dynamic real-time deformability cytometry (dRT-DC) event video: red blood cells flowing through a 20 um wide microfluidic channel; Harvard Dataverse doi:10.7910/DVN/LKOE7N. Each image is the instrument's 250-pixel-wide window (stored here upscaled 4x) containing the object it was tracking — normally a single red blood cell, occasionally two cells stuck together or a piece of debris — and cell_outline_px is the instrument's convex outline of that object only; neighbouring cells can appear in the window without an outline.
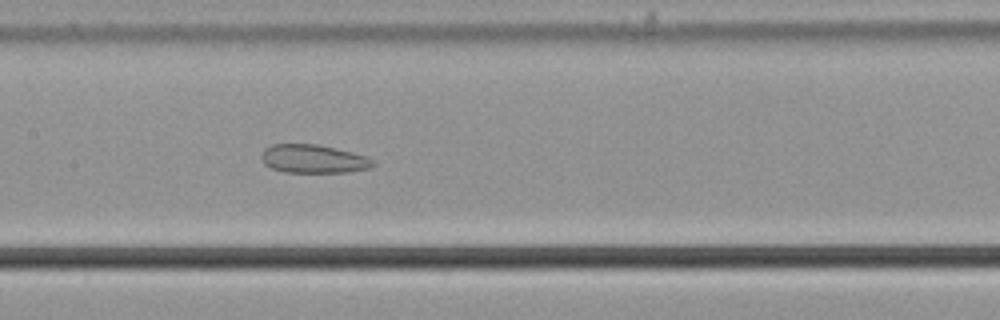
{"species": "common noctule bat (a hibernating species)", "species_latin": "Nyctalus noctula", "temperature_condition": "cold", "stored_images_in_passage": 48, "camera_frame_rate_fps": 3000, "um_per_image_px": 0.085, "animal": {"sex": "male", "body_mass_g": 21.5, "forearm_length_mm": 52.0}, "frame": {"image": 1, "passage_image": 20, "time_ms": 6.333, "image_size_px": [1000, 320], "cell_outline_px": [[376, 164], [368, 168], [348, 172], [284, 172], [272, 168], [264, 164], [260, 156], [264, 148], [272, 144], [320, 144], [352, 152], [376, 160]], "centroid_in_image_um": [26.63, 13.5], "position_along_channel_um": 180.8, "area_um2": 18.61}}
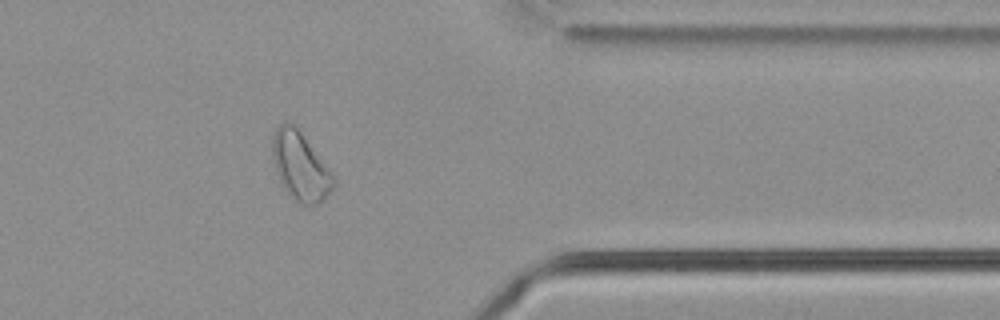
{"frame": {"image": 2, "passage_image": 38, "time_ms": 12.333, "image_size_px": [1000, 320], "cell_outline_px": [[336, 184], [316, 204], [308, 208], [300, 204], [284, 188], [276, 172], [272, 156], [272, 136], [276, 128], [284, 120], [288, 120], [300, 132], [332, 172], [336, 180]], "centroid_in_image_um": [25.5, 14.12], "position_along_channel_um": 385.9, "area_um2": 24.04}}
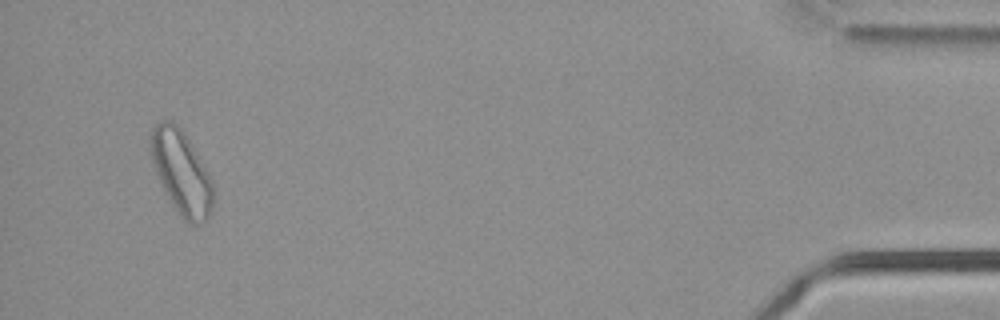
{"frame": {"image": 3, "passage_image": 46, "time_ms": 15.0, "image_size_px": [1000, 320], "cell_outline_px": [[212, 208], [208, 216], [200, 224], [188, 224], [184, 220], [172, 204], [164, 192], [152, 160], [148, 148], [148, 136], [152, 128], [160, 120], [172, 120], [184, 132], [208, 172], [212, 180]], "centroid_in_image_um": [15.37, 14.61], "position_along_channel_um": 419.8, "area_um2": 30.46}, "authors_computed_cell_mechanics": {"area_um2": 22.7443, "velocity_mm_per_s": 3.6613, "shape_relaxation_time_tau1_ms": null, "shape_relaxation_time_tau2_ms": 4.7948, "deformation_change_tau1": null, "deformation_change_tau2": 0.1318}}